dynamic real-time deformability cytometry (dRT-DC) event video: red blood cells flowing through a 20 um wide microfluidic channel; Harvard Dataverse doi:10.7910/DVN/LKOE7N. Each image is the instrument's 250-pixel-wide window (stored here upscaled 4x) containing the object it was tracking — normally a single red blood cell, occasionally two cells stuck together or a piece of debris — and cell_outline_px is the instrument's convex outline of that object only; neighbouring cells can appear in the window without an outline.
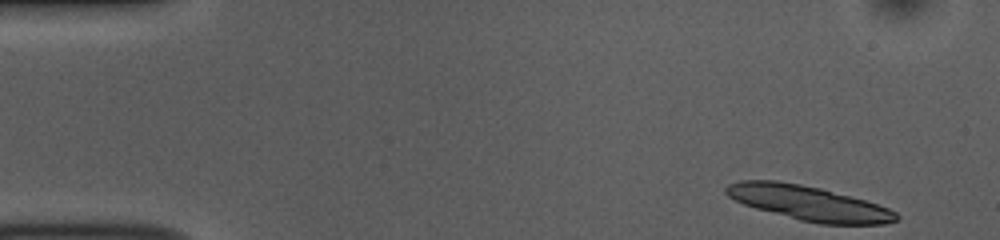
{"species": "common noctule bat (a hibernating species)", "species_latin": "Nyctalus noctula", "temperature_condition": "room temperature", "stored_images_in_passage": 37, "segment_of_instrument_passage": [1, 2], "camera_frame_rate_fps": 3000, "um_per_image_px": 0.085, "animal": {"sex": "female", "body_mass_g": 10.0, "forearm_length_mm": 53.1}, "frame": {"image": 1, "passage_image": 1, "time_ms": 0.0, "image_size_px": [1000, 240], "cell_outline_px": [[900, 220], [884, 224], [820, 224], [800, 220], [756, 208], [744, 204], [728, 196], [724, 192], [724, 188], [728, 184], [740, 180], [776, 180], [800, 184], [820, 188], [864, 200], [888, 208], [896, 212], [900, 216]], "centroid_in_image_um": [68.73, 17.26], "position_along_channel_um": 16.3, "area_um2": 34.16}}